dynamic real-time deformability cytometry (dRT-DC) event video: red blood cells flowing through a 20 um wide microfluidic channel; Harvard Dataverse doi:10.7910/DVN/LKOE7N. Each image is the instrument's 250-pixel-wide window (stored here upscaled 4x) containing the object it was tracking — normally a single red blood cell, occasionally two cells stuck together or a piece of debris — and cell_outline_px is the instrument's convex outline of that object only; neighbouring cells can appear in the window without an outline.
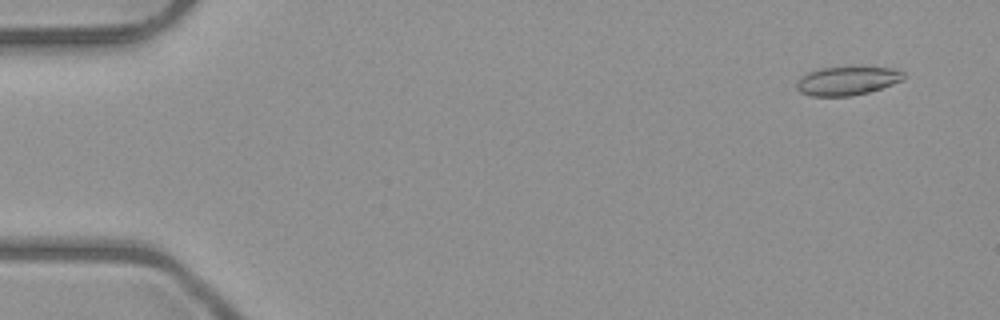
{"species": "common noctule bat (a hibernating species)", "species_latin": "Nyctalus noctula", "temperature_condition": "room temperature", "stored_images_in_passage": 15, "camera_frame_rate_fps": 3000, "um_per_image_px": 0.085, "animal": {"sex": "male", "body_mass_g": 23.1, "forearm_length_mm": 52.7}, "frame": {"image": 1, "passage_image": 4, "time_ms": 1.0, "image_size_px": [1000, 320], "cell_outline_px": [[904, 80], [868, 92], [852, 96], [812, 96], [800, 92], [796, 88], [796, 80], [800, 76], [808, 72], [820, 68], [860, 64], [892, 68], [904, 72]], "centroid_in_image_um": [72.01, 6.82], "position_along_channel_um": 13.0, "area_um2": 18.73}}